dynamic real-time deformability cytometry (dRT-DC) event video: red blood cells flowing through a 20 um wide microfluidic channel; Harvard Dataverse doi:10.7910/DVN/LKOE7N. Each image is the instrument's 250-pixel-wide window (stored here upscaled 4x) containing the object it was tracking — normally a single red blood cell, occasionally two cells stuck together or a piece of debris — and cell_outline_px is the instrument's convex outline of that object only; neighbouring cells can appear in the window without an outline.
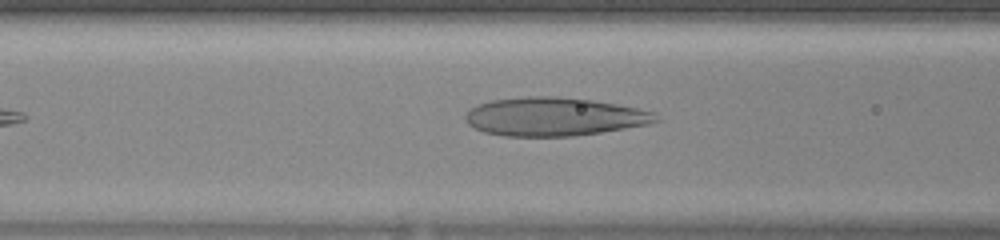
{"species": "human", "species_latin": "Homo sapiens", "temperature_condition": "warm", "stored_images_in_passage": 28, "camera_frame_rate_fps": 3000, "um_per_image_px": 0.085, "donor": {"sex": "female"}, "frame": {"image": 1, "passage_image": 5, "time_ms": 1.333, "image_size_px": [1000, 240], "cell_outline_px": [[660, 120], [648, 124], [600, 132], [572, 136], [504, 136], [484, 132], [468, 124], [464, 120], [464, 116], [472, 108], [480, 104], [492, 100], [524, 96], [560, 96], [592, 100], [616, 104], [656, 112]], "centroid_in_image_um": [47.1, 9.91], "position_along_channel_um": 119.5, "area_um2": 42.6}}
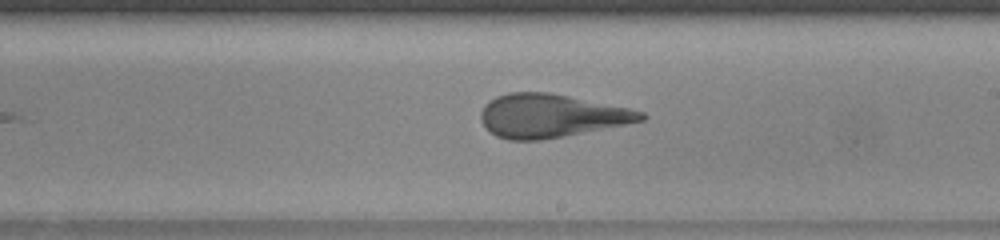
{"frame": {"image": 2, "passage_image": 13, "time_ms": 4.0, "image_size_px": [1000, 240], "cell_outline_px": [[648, 116], [644, 120], [564, 136], [540, 140], [508, 140], [496, 136], [480, 120], [480, 112], [484, 104], [496, 96], [508, 92], [548, 92], [628, 108], [644, 112]], "centroid_in_image_um": [46.79, 9.83], "position_along_channel_um": 242.2, "area_um2": 40.11}}
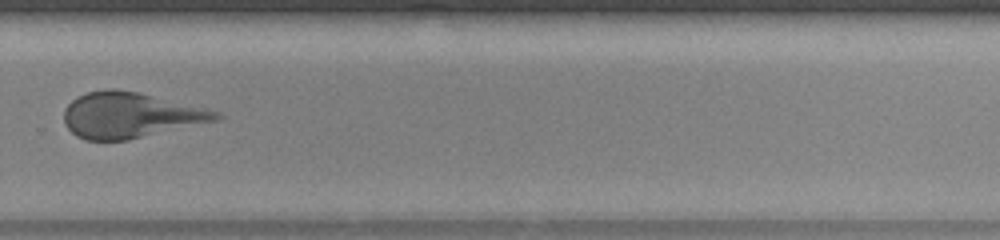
{"frame": {"image": 3, "passage_image": 18, "time_ms": 5.667, "image_size_px": [1000, 240], "cell_outline_px": [[224, 116], [220, 120], [128, 140], [84, 140], [76, 136], [64, 124], [64, 108], [72, 100], [88, 92], [104, 88], [116, 88], [140, 92], [208, 108], [220, 112]], "centroid_in_image_um": [11.11, 9.78], "position_along_channel_um": 318.7, "area_um2": 40.86}}